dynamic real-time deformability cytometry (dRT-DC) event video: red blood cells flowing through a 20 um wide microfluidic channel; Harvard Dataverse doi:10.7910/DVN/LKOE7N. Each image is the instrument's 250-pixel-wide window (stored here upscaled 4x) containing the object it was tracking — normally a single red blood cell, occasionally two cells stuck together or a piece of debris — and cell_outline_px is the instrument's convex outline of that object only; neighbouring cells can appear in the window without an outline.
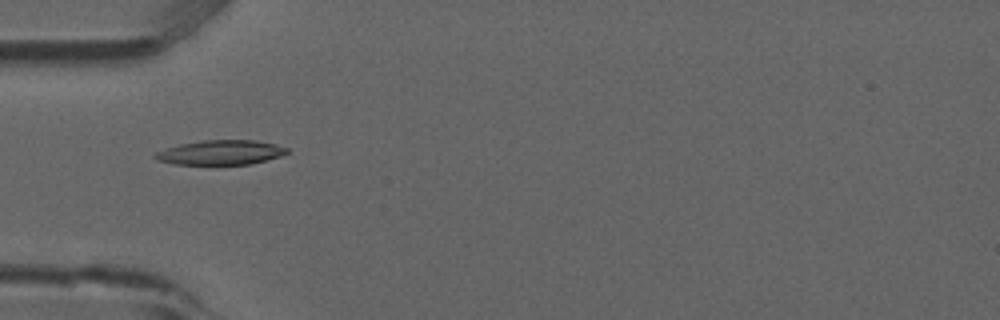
{"species": "common noctule bat (a hibernating species)", "species_latin": "Nyctalus noctula", "temperature_condition": "room temperature", "stored_images_in_passage": 4, "camera_frame_rate_fps": 3000, "um_per_image_px": 0.085, "animal": {"sex": "male", "forearm_length_mm": 52.5}, "frame": {"image": 1, "passage_image": 1, "time_ms": 0.0, "image_size_px": [1000, 320], "cell_outline_px": [[288, 152], [280, 156], [252, 164], [172, 164], [156, 160], [152, 156], [156, 152], [180, 144], [204, 140], [256, 140], [276, 144], [288, 148]], "centroid_in_image_um": [18.76, 12.96], "position_along_channel_um": 66.2, "area_um2": 18.84}}
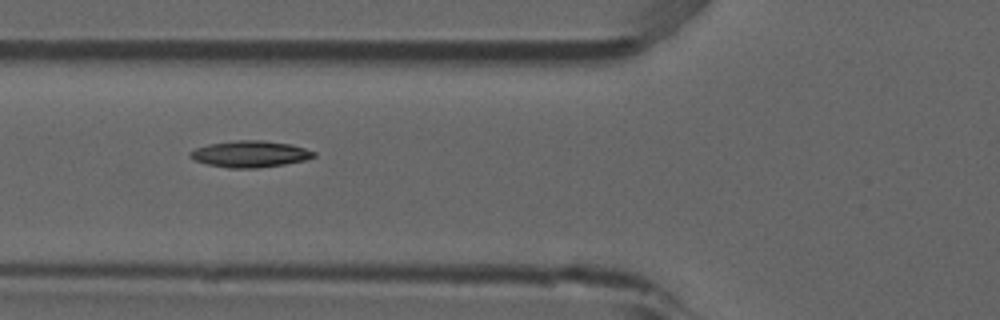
{"frame": {"image": 2, "passage_image": 2, "time_ms": 0.333, "image_size_px": [1000, 320], "cell_outline_px": [[316, 156], [308, 160], [284, 164], [256, 168], [228, 168], [208, 164], [196, 160], [188, 156], [188, 152], [196, 148], [208, 144], [236, 140], [264, 140], [292, 144], [316, 152]], "centroid_in_image_um": [21.28, 13.08], "position_along_channel_um": 104.5, "area_um2": 19.19}}
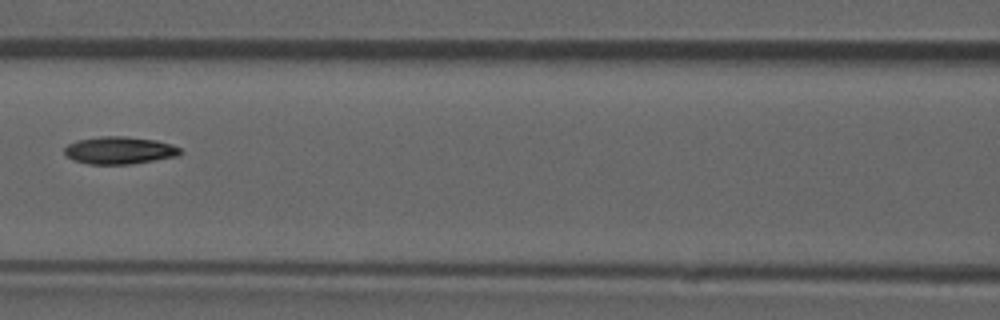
{"frame": {"image": 3, "passage_image": 3, "time_ms": 0.667, "image_size_px": [1000, 320], "cell_outline_px": [[180, 152], [176, 156], [128, 164], [88, 164], [72, 160], [64, 152], [64, 148], [68, 144], [76, 140], [100, 136], [128, 136], [156, 140], [172, 144], [180, 148]], "centroid_in_image_um": [10.1, 12.76], "position_along_channel_um": 156.5, "area_um2": 18.44}}